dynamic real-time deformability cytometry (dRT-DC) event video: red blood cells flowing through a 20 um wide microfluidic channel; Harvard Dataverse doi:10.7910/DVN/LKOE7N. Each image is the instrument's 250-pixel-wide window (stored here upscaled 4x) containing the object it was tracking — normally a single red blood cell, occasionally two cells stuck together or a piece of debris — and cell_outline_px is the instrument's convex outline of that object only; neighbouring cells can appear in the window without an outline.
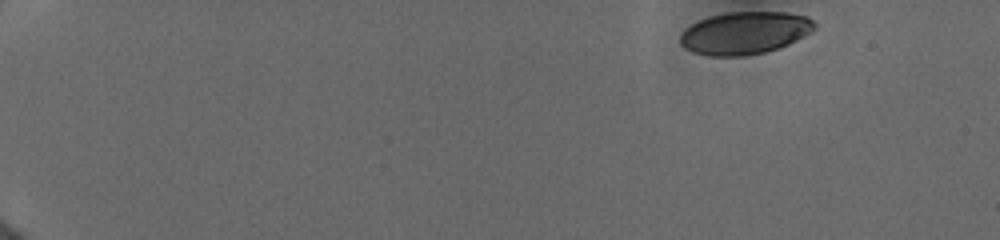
{"species": "human", "species_latin": "Homo sapiens", "temperature_condition": "cold", "stored_images_in_passage": 14, "camera_frame_rate_fps": 3000, "um_per_image_px": 0.085, "donor": {"sex": "female"}, "frame": {"image": 1, "passage_image": 1, "time_ms": 0.0, "image_size_px": [1000, 240], "cell_outline_px": [[816, 28], [812, 32], [788, 44], [764, 52], [744, 56], [708, 56], [692, 52], [684, 48], [680, 44], [680, 32], [684, 28], [700, 20], [712, 16], [728, 12], [788, 12], [808, 16], [816, 24]], "centroid_in_image_um": [63.3, 2.8], "position_along_channel_um": 21.7, "area_um2": 33.41}}